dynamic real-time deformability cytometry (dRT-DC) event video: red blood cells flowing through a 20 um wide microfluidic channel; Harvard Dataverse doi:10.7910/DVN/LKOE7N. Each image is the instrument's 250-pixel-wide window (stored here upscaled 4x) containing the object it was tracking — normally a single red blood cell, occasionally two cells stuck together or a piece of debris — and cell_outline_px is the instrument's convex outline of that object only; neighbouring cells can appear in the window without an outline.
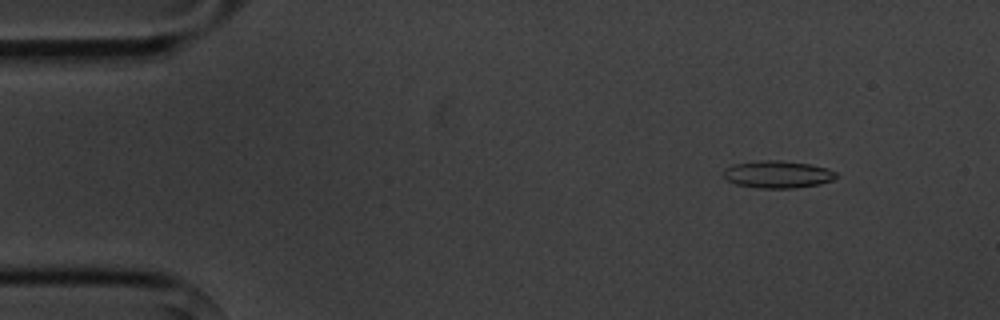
{"species": "common noctule bat (a hibernating species)", "species_latin": "Nyctalus noctula", "temperature_condition": "cold", "stored_images_in_passage": 9, "camera_frame_rate_fps": 3000, "um_per_image_px": 0.085, "animal": {"sex": "male", "body_mass_g": 20.1, "forearm_length_mm": 53.5}, "frame": {"image": 1, "passage_image": 2, "time_ms": 1.333, "image_size_px": [1000, 320], "cell_outline_px": [[836, 176], [832, 180], [820, 184], [796, 188], [760, 188], [736, 184], [728, 180], [724, 176], [724, 168], [732, 164], [764, 160], [780, 160], [808, 164], [828, 168], [836, 172]], "centroid_in_image_um": [66.1, 14.82], "position_along_channel_um": 18.9, "area_um2": 17.86}}
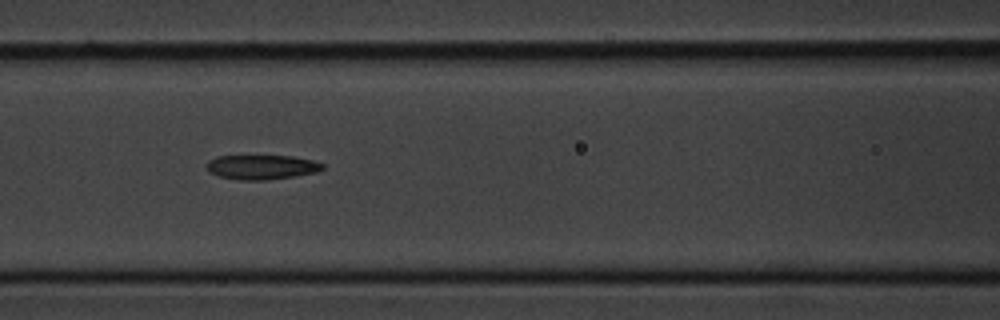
{"frame": {"image": 2, "passage_image": 7, "time_ms": 7.0, "image_size_px": [1000, 320], "cell_outline_px": [[324, 168], [316, 172], [296, 176], [264, 180], [236, 180], [216, 176], [208, 172], [208, 160], [216, 156], [292, 156], [312, 160], [324, 164]], "centroid_in_image_um": [22.22, 14.21], "position_along_channel_um": 144.4, "area_um2": 16.65}}
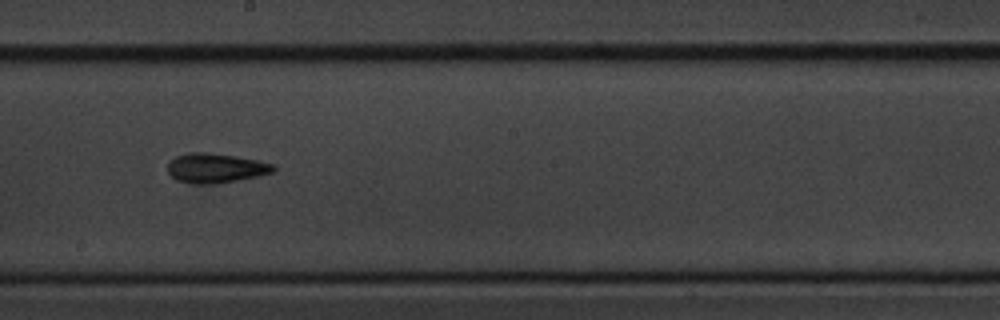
{"frame": {"image": 3, "passage_image": 9, "time_ms": 9.333, "image_size_px": [1000, 320], "cell_outline_px": [[276, 168], [272, 172], [256, 176], [220, 184], [196, 184], [176, 180], [168, 172], [168, 160], [176, 156], [188, 152], [204, 152], [232, 156], [256, 160], [272, 164]], "centroid_in_image_um": [18.27, 14.29], "position_along_channel_um": 229.9, "area_um2": 18.09}}